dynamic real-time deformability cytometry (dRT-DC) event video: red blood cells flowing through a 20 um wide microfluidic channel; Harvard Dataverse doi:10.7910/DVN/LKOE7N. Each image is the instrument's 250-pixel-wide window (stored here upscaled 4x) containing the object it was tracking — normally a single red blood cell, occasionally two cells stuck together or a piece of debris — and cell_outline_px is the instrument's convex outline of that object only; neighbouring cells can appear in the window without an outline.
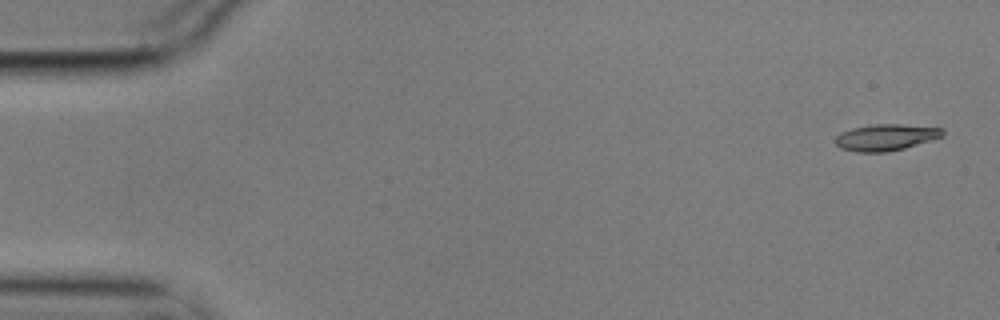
{"species": "common noctule bat (a hibernating species)", "species_latin": "Nyctalus noctula", "temperature_condition": "cold", "stored_images_in_passage": 5, "camera_frame_rate_fps": 3000, "um_per_image_px": 0.085, "animal": {"sex": "male", "body_mass_g": 17.9}, "frame": {"image": 1, "passage_image": 1, "time_ms": 0.0, "image_size_px": [1000, 320], "cell_outline_px": [[944, 136], [932, 140], [904, 148], [888, 152], [856, 152], [840, 148], [836, 144], [836, 136], [840, 132], [852, 128], [872, 124], [900, 124], [944, 128]], "centroid_in_image_um": [75.3, 11.67], "position_along_channel_um": 9.7, "area_um2": 16.65}}
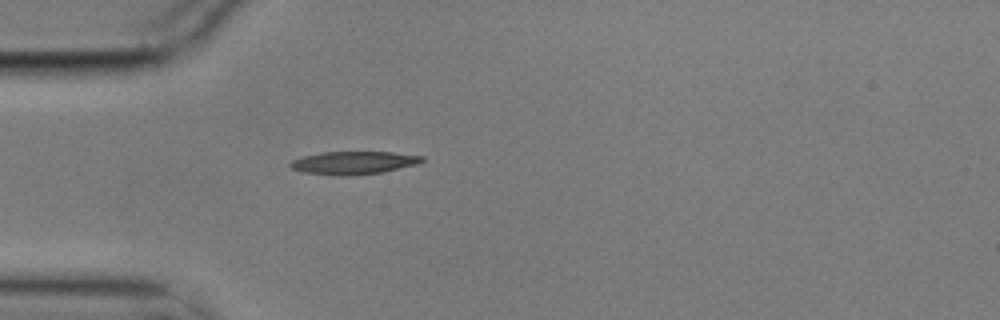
{"frame": {"image": 2, "passage_image": 5, "time_ms": 1.333, "image_size_px": [1000, 320], "cell_outline_px": [[424, 160], [420, 164], [380, 172], [300, 172], [292, 168], [288, 164], [292, 160], [304, 156], [324, 152], [392, 152], [424, 156]], "centroid_in_image_um": [30.14, 13.77], "position_along_channel_um": 54.9, "area_um2": 16.36}}